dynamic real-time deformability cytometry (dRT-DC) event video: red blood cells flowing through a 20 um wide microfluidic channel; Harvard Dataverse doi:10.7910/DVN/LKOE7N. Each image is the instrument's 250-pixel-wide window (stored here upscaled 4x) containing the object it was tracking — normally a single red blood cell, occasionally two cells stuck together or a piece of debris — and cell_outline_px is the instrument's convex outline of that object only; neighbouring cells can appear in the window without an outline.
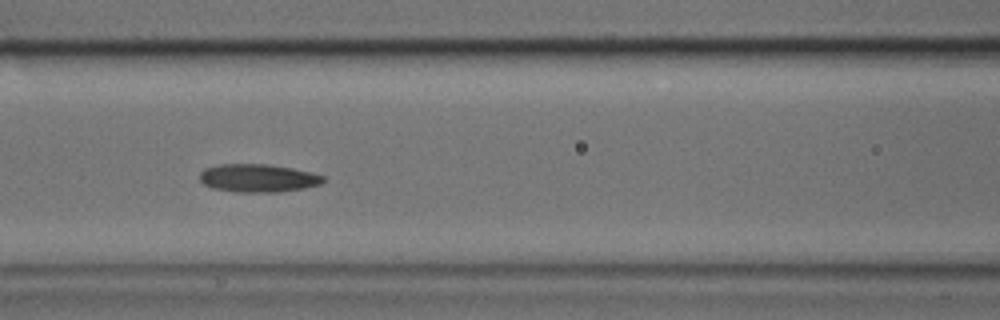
{"species": "common noctule bat (a hibernating species)", "species_latin": "Nyctalus noctula", "temperature_condition": "cold", "stored_images_in_passage": 32, "camera_frame_rate_fps": 3000, "um_per_image_px": 0.085, "animal": {"sex": "male", "body_mass_g": 17.9, "forearm_length_mm": 54.2}, "frame": {"image": 1, "passage_image": 10, "time_ms": 3.0, "image_size_px": [1000, 320], "cell_outline_px": [[324, 180], [320, 184], [304, 188], [280, 192], [236, 192], [212, 188], [204, 184], [200, 180], [200, 172], [204, 168], [220, 164], [268, 164], [292, 168], [324, 176]], "centroid_in_image_um": [21.9, 15.14], "position_along_channel_um": 144.7, "area_um2": 20.17}}
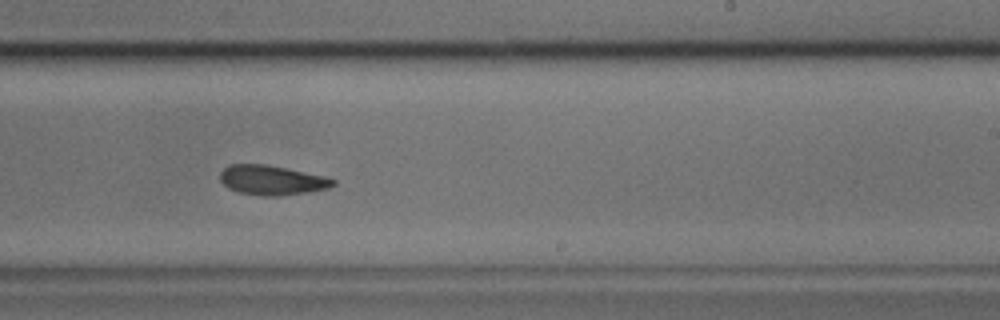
{"frame": {"image": 2, "passage_image": 19, "time_ms": 6.0, "image_size_px": [1000, 320], "cell_outline_px": [[336, 184], [328, 188], [308, 192], [276, 196], [264, 196], [240, 192], [228, 188], [220, 180], [220, 172], [228, 164], [264, 164], [324, 176], [336, 180]], "centroid_in_image_um": [23.09, 15.31], "position_along_channel_um": 265.9, "area_um2": 19.31}}